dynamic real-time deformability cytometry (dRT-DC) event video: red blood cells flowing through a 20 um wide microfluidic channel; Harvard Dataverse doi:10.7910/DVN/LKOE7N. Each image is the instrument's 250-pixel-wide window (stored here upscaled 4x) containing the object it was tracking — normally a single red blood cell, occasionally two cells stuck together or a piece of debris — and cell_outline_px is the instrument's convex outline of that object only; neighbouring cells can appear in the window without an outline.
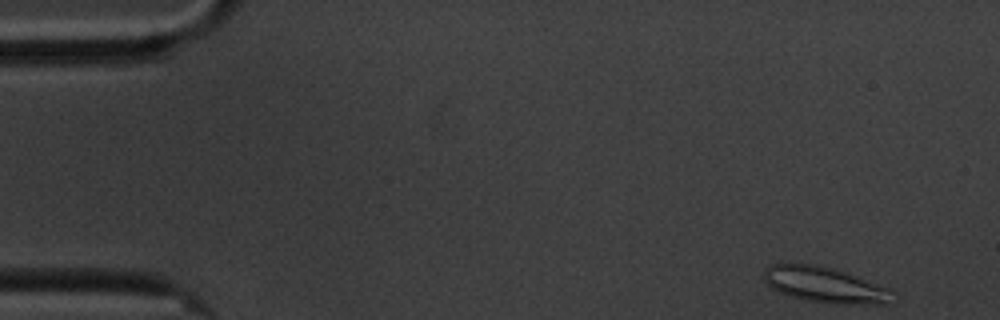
{"species": "common noctule bat (a hibernating species)", "species_latin": "Nyctalus noctula", "temperature_condition": "cold", "stored_images_in_passage": 56, "camera_frame_rate_fps": 3000, "um_per_image_px": 0.085, "animal": {"sex": "male", "body_mass_g": 20.1, "forearm_length_mm": 53.5}, "frame": {"image": 1, "passage_image": 1, "time_ms": 0.0, "image_size_px": [1000, 320], "cell_outline_px": [[888, 304], [836, 304], [808, 300], [792, 296], [780, 292], [772, 288], [764, 280], [764, 268], [768, 264], [784, 260], [816, 264], [832, 268], [856, 276], [888, 288]], "centroid_in_image_um": [69.94, 24.15], "position_along_channel_um": 15.1, "area_um2": 26.76}}
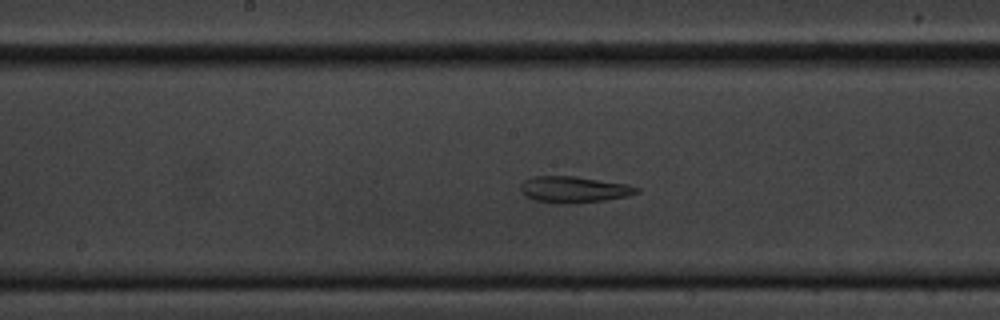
{"frame": {"image": 2, "passage_image": 27, "time_ms": 8.667, "image_size_px": [1000, 320], "cell_outline_px": [[640, 192], [628, 196], [604, 200], [568, 204], [560, 204], [532, 200], [524, 196], [520, 192], [520, 184], [524, 180], [532, 176], [576, 176], [628, 184], [640, 188]], "centroid_in_image_um": [48.74, 16.11], "position_along_channel_um": 199.5, "area_um2": 18.15}}
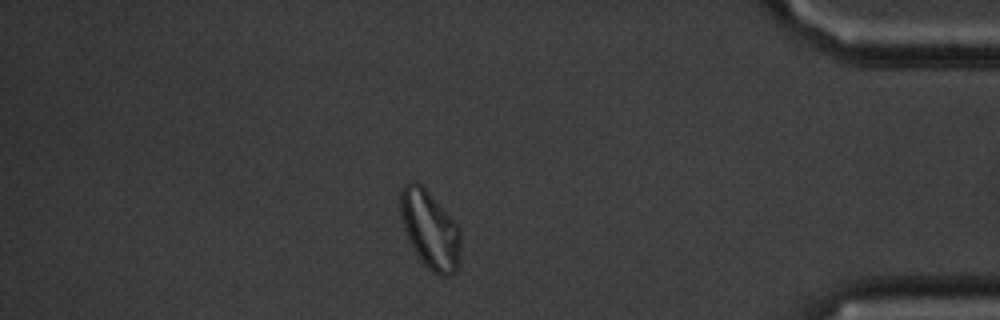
{"frame": {"image": 3, "passage_image": 48, "time_ms": 15.667, "image_size_px": [1000, 320], "cell_outline_px": [[460, 264], [452, 276], [440, 276], [432, 272], [424, 264], [416, 252], [404, 228], [400, 212], [400, 188], [404, 184], [412, 180], [416, 180], [424, 188], [460, 228]], "centroid_in_image_um": [36.56, 19.53], "position_along_channel_um": 398.6, "area_um2": 27.11}, "authors_computed_cell_mechanics": {"area_um2": 22.2241, "velocity_mm_per_s": 3.363, "shape_relaxation_time_tau1_ms": null, "shape_relaxation_time_tau2_ms": 2.4693, "deformation_change_tau1": null, "deformation_change_tau2": 0.0835}}